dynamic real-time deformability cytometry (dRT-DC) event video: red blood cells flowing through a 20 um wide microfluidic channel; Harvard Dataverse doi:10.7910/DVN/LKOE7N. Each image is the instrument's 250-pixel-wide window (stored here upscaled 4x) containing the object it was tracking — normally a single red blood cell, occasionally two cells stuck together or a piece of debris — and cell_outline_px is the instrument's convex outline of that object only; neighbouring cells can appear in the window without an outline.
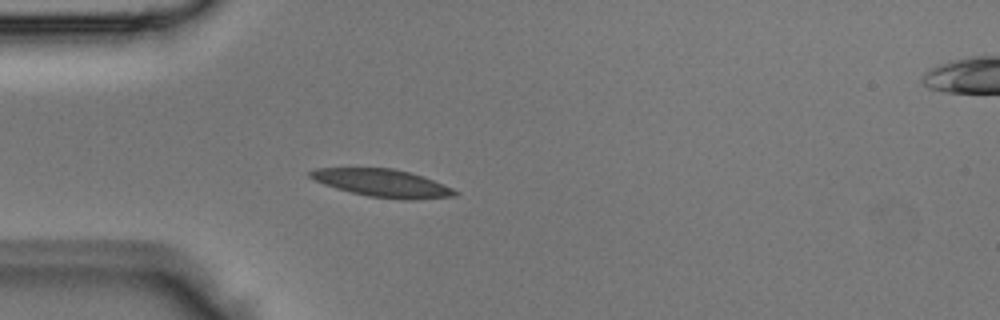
{"species": "Egyptian fruit bat (a non-hibernating species)", "species_latin": "Rousettus aegyptiacus", "temperature_condition": "room temperature", "stored_images_in_passage": 4, "segment_of_instrument_passage": [1, 2], "camera_frame_rate_fps": 3000, "um_per_image_px": 0.085, "animal": {"sex": "male"}, "frame": {"image": 1, "passage_image": 3, "time_ms": 0.667, "image_size_px": [1000, 320], "cell_outline_px": [[460, 192], [456, 196], [412, 200], [400, 200], [368, 196], [336, 188], [324, 184], [308, 176], [308, 172], [316, 168], [392, 168], [408, 172], [432, 180], [452, 188]], "centroid_in_image_um": [32.51, 15.57], "position_along_channel_um": 52.5, "area_um2": 23.18}}